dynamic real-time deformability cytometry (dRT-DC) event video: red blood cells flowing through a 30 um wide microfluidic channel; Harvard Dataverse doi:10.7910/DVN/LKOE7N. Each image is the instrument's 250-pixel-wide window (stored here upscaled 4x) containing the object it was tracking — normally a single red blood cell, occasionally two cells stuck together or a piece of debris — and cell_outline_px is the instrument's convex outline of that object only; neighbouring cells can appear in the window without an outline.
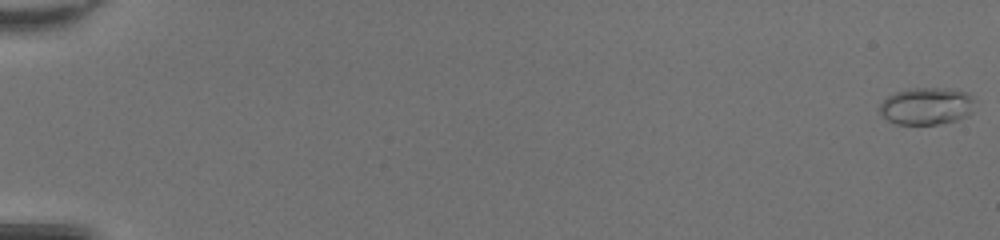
{"species": "common noctule bat (a hibernating species)", "species_latin": "Nyctalus noctula", "temperature_condition": "room temperature", "stored_images_in_passage": 51, "camera_frame_rate_fps": 3000, "um_per_image_px": 0.085, "animal": {"sex": "female", "body_mass_g": 20.0, "forearm_length_mm": 54.0}, "frame": {"image": 1, "passage_image": 1, "time_ms": 0.0, "image_size_px": [1000, 240], "cell_outline_px": [[976, 100], [972, 112], [968, 116], [956, 120], [936, 124], [896, 124], [888, 120], [880, 112], [880, 104], [888, 96], [896, 92], [908, 88], [948, 88], [968, 92]], "centroid_in_image_um": [78.81, 9.0], "position_along_channel_um": 6.2, "area_um2": 20.81}}
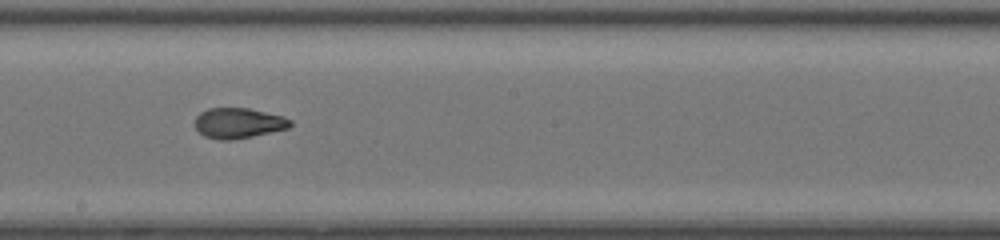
{"frame": {"image": 2, "passage_image": 31, "time_ms": 10.0, "image_size_px": [1000, 240], "cell_outline_px": [[292, 124], [288, 128], [252, 136], [232, 140], [220, 140], [204, 136], [196, 128], [196, 116], [200, 112], [208, 108], [248, 108], [284, 116], [292, 120]], "centroid_in_image_um": [20.27, 10.46], "position_along_channel_um": 227.9, "area_um2": 16.82}}
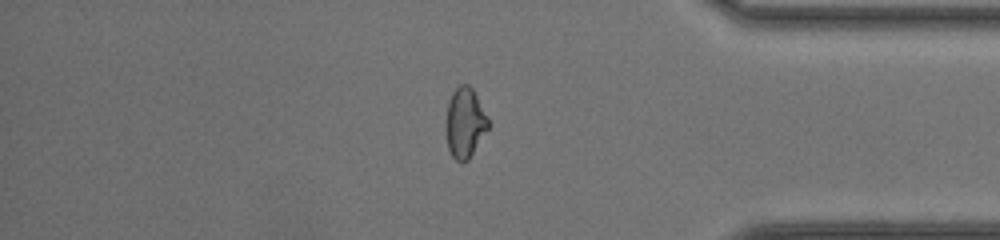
{"frame": {"image": 3, "passage_image": 44, "time_ms": 14.333, "image_size_px": [1000, 240], "cell_outline_px": [[492, 124], [468, 160], [460, 164], [452, 156], [448, 148], [448, 100], [452, 92], [460, 84], [468, 84], [472, 88], [488, 116]], "centroid_in_image_um": [39.58, 10.44], "position_along_channel_um": 395.6, "area_um2": 17.17}, "authors_computed_cell_mechanics": {"area_um2": 17.6868, "velocity_mm_per_s": 4.2861, "shape_relaxation_time_tau1_ms": null, "shape_relaxation_time_tau2_ms": 1.232, "deformation_change_tau1": null, "deformation_change_tau2": 0.0698}}